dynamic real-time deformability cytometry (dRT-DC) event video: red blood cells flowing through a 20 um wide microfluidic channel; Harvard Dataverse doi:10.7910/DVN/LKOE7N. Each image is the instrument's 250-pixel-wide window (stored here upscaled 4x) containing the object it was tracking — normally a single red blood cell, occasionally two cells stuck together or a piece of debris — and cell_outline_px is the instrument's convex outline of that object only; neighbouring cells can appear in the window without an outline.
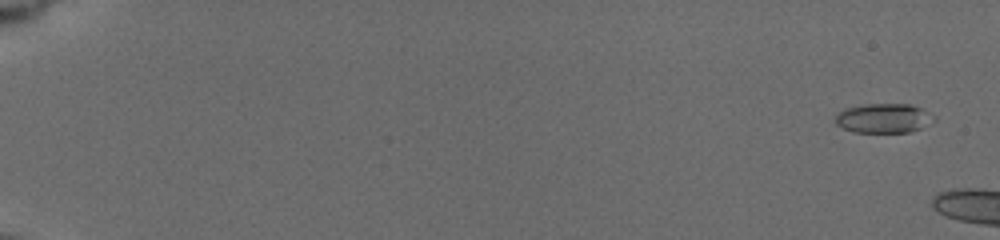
{"species": "common noctule bat (a hibernating species)", "species_latin": "Nyctalus noctula", "temperature_condition": "cold", "stored_images_in_passage": 11, "camera_frame_rate_fps": 3000, "um_per_image_px": 0.085, "animal": {"sex": "female", "body_mass_g": 19.5, "forearm_length_mm": 54.1}, "frame": {"image": 1, "passage_image": 2, "time_ms": 0.667, "image_size_px": [1000, 240], "cell_outline_px": [[920, 128], [908, 132], [852, 132], [836, 124], [836, 116], [844, 108], [864, 104], [912, 104], [920, 108]], "centroid_in_image_um": [74.8, 10.04], "position_along_channel_um": 10.2, "area_um2": 15.49}}